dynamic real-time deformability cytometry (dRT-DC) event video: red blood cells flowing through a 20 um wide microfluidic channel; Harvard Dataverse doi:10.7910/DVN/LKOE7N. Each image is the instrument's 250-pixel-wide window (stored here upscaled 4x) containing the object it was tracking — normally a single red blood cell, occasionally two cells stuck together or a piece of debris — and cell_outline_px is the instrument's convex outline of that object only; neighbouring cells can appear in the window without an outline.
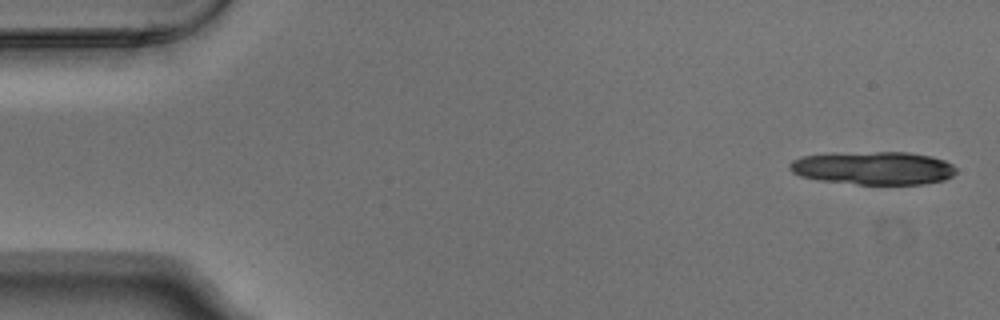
{"species": "Egyptian fruit bat (a non-hibernating species)", "species_latin": "Rousettus aegyptiacus", "temperature_condition": "warm", "stored_images_in_passage": 5, "camera_frame_rate_fps": 3000, "um_per_image_px": 0.085, "animal": {"sex": "male"}, "frame": {"image": 1, "passage_image": 1, "time_ms": 0.0, "image_size_px": [1000, 320], "cell_outline_px": [[956, 172], [952, 176], [944, 180], [924, 184], [856, 184], [820, 180], [800, 176], [792, 172], [788, 168], [788, 164], [792, 160], [800, 156], [832, 152], [908, 152], [932, 156], [944, 160], [952, 164], [956, 168]], "centroid_in_image_um": [74.2, 14.27], "position_along_channel_um": 10.8, "area_um2": 32.6}}